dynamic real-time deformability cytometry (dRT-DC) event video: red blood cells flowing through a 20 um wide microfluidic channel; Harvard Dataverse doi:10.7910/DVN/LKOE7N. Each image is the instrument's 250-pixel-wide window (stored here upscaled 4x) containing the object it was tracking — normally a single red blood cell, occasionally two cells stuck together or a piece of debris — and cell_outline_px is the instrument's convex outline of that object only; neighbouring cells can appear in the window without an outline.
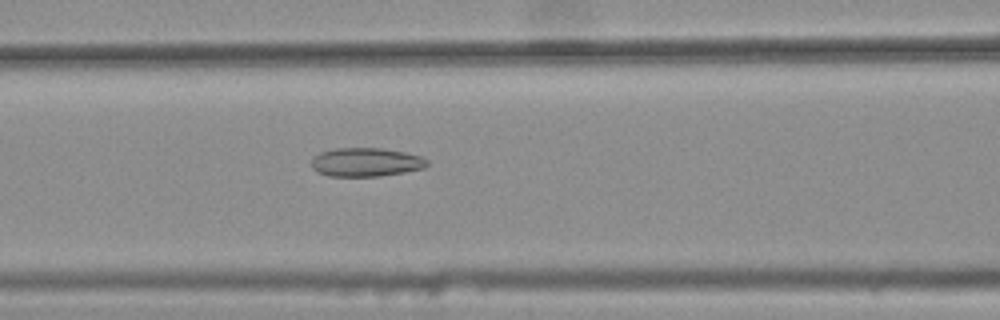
{"species": "common noctule bat (a hibernating species)", "species_latin": "Nyctalus noctula", "temperature_condition": "warm", "stored_images_in_passage": 33, "camera_frame_rate_fps": 3000, "um_per_image_px": 0.085, "animal": {"sex": "female", "body_mass_g": 25.1}, "frame": {"image": 1, "passage_image": 8, "time_ms": 2.333, "image_size_px": [1000, 320], "cell_outline_px": [[428, 164], [424, 168], [404, 172], [380, 176], [328, 176], [316, 172], [312, 168], [312, 160], [320, 152], [336, 148], [380, 148], [404, 152], [420, 156], [428, 160]], "centroid_in_image_um": [31.1, 13.79], "position_along_channel_um": 135.5, "area_um2": 19.31}}
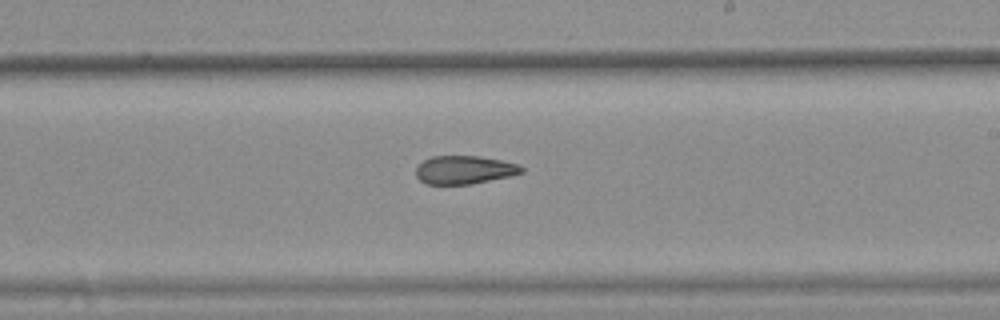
{"frame": {"image": 2, "passage_image": 17, "time_ms": 5.333, "image_size_px": [1000, 320], "cell_outline_px": [[524, 172], [508, 176], [472, 184], [424, 184], [416, 176], [416, 168], [424, 160], [432, 156], [480, 156], [504, 160], [520, 164], [524, 168]], "centroid_in_image_um": [39.49, 14.43], "position_along_channel_um": 249.5, "area_um2": 17.51}}
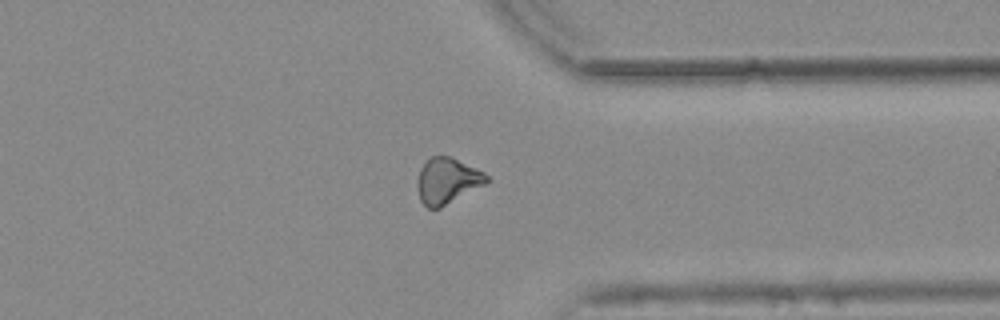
{"frame": {"image": 3, "passage_image": 27, "time_ms": 8.667, "image_size_px": [1000, 320], "cell_outline_px": [[492, 180], [440, 208], [428, 208], [420, 200], [416, 184], [416, 180], [420, 168], [432, 156], [452, 156], [484, 172]], "centroid_in_image_um": [38.01, 15.36], "position_along_channel_um": 373.4, "area_um2": 18.55}, "authors_computed_cell_mechanics": {"area_um2": 18.4382, "velocity_mm_per_s": 3.8084, "shape_relaxation_time_tau1_ms": null, "shape_relaxation_time_tau2_ms": 3.6728, "deformation_change_tau1": null, "deformation_change_tau2": 0.1201}}